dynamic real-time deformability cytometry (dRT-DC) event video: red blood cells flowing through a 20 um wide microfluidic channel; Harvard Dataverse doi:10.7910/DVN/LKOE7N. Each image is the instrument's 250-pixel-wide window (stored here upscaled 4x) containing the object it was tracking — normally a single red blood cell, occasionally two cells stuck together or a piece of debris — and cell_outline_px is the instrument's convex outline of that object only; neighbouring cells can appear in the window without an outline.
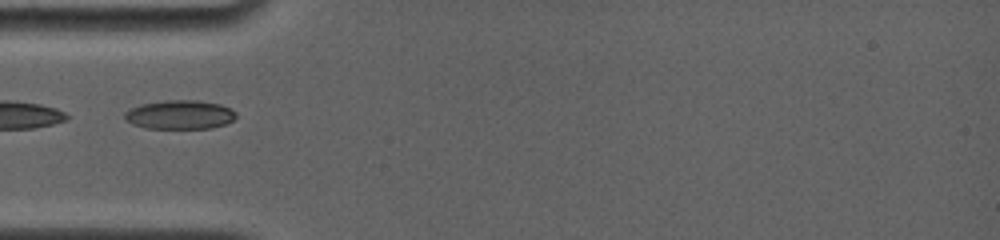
{"species": "common noctule bat (a hibernating species)", "species_latin": "Nyctalus noctula", "temperature_condition": "room temperature", "stored_images_in_passage": 9, "camera_frame_rate_fps": 4000, "um_per_image_px": 0.085, "animal": {"sex": "female", "body_mass_g": 19.0, "forearm_length_mm": 56.7}, "frame": {"image": 1, "passage_image": 1, "time_ms": 0.0, "image_size_px": [1000, 240], "cell_outline_px": [[236, 116], [232, 120], [224, 124], [212, 128], [144, 128], [132, 124], [124, 120], [124, 112], [140, 104], [164, 100], [196, 100], [220, 104], [236, 112]], "centroid_in_image_um": [15.24, 9.74], "position_along_channel_um": 69.8, "area_um2": 18.79}}
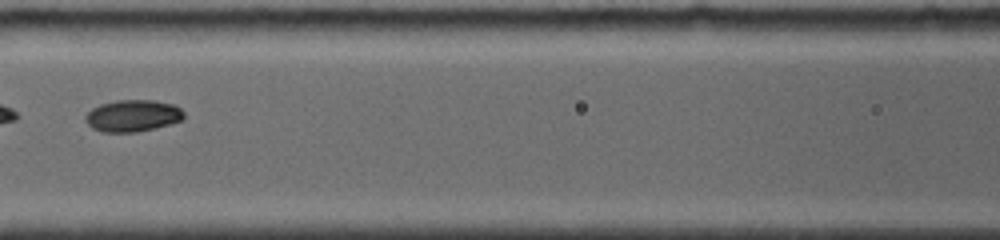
{"frame": {"image": 2, "passage_image": 4, "time_ms": 2.25, "image_size_px": [1000, 240], "cell_outline_px": [[184, 120], [156, 128], [136, 132], [100, 132], [92, 128], [84, 120], [84, 116], [92, 108], [100, 104], [116, 100], [152, 100], [172, 104], [180, 108], [184, 112]], "centroid_in_image_um": [11.27, 9.84], "position_along_channel_um": 155.3, "area_um2": 18.44}}
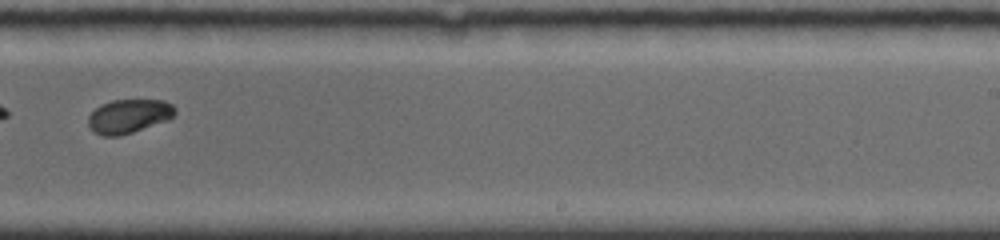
{"frame": {"image": 3, "passage_image": 8, "time_ms": 5.5, "image_size_px": [1000, 240], "cell_outline_px": [[176, 112], [168, 120], [120, 136], [100, 136], [92, 132], [88, 124], [88, 116], [100, 104], [112, 100], [164, 100], [172, 104], [176, 108]], "centroid_in_image_um": [10.92, 9.88], "position_along_channel_um": 278.1, "area_um2": 17.28}}